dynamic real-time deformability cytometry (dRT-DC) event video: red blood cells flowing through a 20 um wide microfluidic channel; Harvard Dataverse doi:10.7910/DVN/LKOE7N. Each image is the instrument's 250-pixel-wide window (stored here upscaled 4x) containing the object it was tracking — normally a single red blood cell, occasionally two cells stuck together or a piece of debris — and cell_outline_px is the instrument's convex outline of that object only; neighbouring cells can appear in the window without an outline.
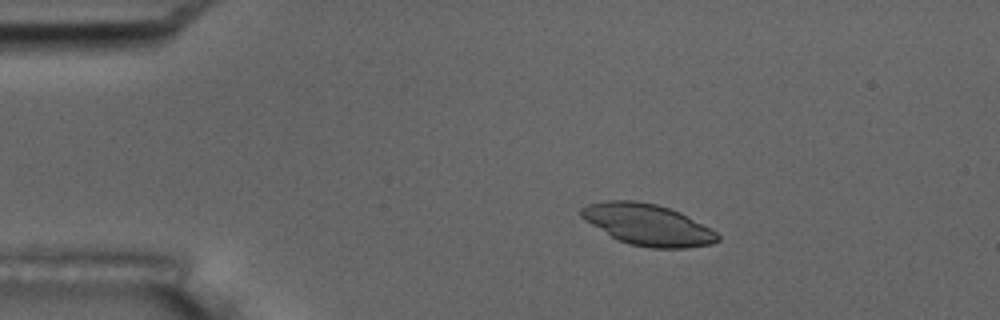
{"species": "common noctule bat (a hibernating species)", "species_latin": "Nyctalus noctula", "temperature_condition": "room temperature", "stored_images_in_passage": 55, "camera_frame_rate_fps": 3000, "um_per_image_px": 0.085, "animal": {"sex": "male", "body_mass_g": 17.5, "forearm_length_mm": 52.3}, "frame": {"image": 1, "passage_image": 10, "time_ms": 3.0, "image_size_px": [1000, 320], "cell_outline_px": [[720, 240], [712, 244], [688, 248], [652, 248], [628, 244], [616, 240], [584, 220], [580, 216], [580, 208], [588, 204], [604, 200], [636, 200], [656, 204], [680, 212], [716, 232], [720, 236]], "centroid_in_image_um": [55.02, 19.1], "position_along_channel_um": 30.0, "area_um2": 33.0}}